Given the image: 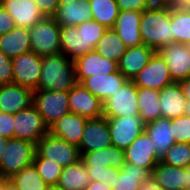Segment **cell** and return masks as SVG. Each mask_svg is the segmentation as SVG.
Segmentation results:
<instances>
[{
  "label": "cell",
  "instance_id": "obj_19",
  "mask_svg": "<svg viewBox=\"0 0 190 190\" xmlns=\"http://www.w3.org/2000/svg\"><path fill=\"white\" fill-rule=\"evenodd\" d=\"M155 52L154 49L145 45L127 48L118 62L120 73L127 80H133L148 64Z\"/></svg>",
  "mask_w": 190,
  "mask_h": 190
},
{
  "label": "cell",
  "instance_id": "obj_54",
  "mask_svg": "<svg viewBox=\"0 0 190 190\" xmlns=\"http://www.w3.org/2000/svg\"><path fill=\"white\" fill-rule=\"evenodd\" d=\"M186 179H187V183H185L186 190H190V165L186 167Z\"/></svg>",
  "mask_w": 190,
  "mask_h": 190
},
{
  "label": "cell",
  "instance_id": "obj_33",
  "mask_svg": "<svg viewBox=\"0 0 190 190\" xmlns=\"http://www.w3.org/2000/svg\"><path fill=\"white\" fill-rule=\"evenodd\" d=\"M127 47L114 29H107L97 43L95 51L102 57L119 62Z\"/></svg>",
  "mask_w": 190,
  "mask_h": 190
},
{
  "label": "cell",
  "instance_id": "obj_43",
  "mask_svg": "<svg viewBox=\"0 0 190 190\" xmlns=\"http://www.w3.org/2000/svg\"><path fill=\"white\" fill-rule=\"evenodd\" d=\"M119 11H138L143 12L152 5L148 0H116Z\"/></svg>",
  "mask_w": 190,
  "mask_h": 190
},
{
  "label": "cell",
  "instance_id": "obj_51",
  "mask_svg": "<svg viewBox=\"0 0 190 190\" xmlns=\"http://www.w3.org/2000/svg\"><path fill=\"white\" fill-rule=\"evenodd\" d=\"M7 140V138L0 135V164L2 161V155L4 154L6 148Z\"/></svg>",
  "mask_w": 190,
  "mask_h": 190
},
{
  "label": "cell",
  "instance_id": "obj_53",
  "mask_svg": "<svg viewBox=\"0 0 190 190\" xmlns=\"http://www.w3.org/2000/svg\"><path fill=\"white\" fill-rule=\"evenodd\" d=\"M151 5H172V0H148Z\"/></svg>",
  "mask_w": 190,
  "mask_h": 190
},
{
  "label": "cell",
  "instance_id": "obj_28",
  "mask_svg": "<svg viewBox=\"0 0 190 190\" xmlns=\"http://www.w3.org/2000/svg\"><path fill=\"white\" fill-rule=\"evenodd\" d=\"M81 159L86 167L110 166L122 169L126 164L124 150L112 145L100 150L86 152Z\"/></svg>",
  "mask_w": 190,
  "mask_h": 190
},
{
  "label": "cell",
  "instance_id": "obj_39",
  "mask_svg": "<svg viewBox=\"0 0 190 190\" xmlns=\"http://www.w3.org/2000/svg\"><path fill=\"white\" fill-rule=\"evenodd\" d=\"M79 31H82L85 38V48L91 52L95 49L97 43L103 37L104 32L107 30L102 24L94 21L93 19L84 21L77 26Z\"/></svg>",
  "mask_w": 190,
  "mask_h": 190
},
{
  "label": "cell",
  "instance_id": "obj_59",
  "mask_svg": "<svg viewBox=\"0 0 190 190\" xmlns=\"http://www.w3.org/2000/svg\"><path fill=\"white\" fill-rule=\"evenodd\" d=\"M10 0H0V5L2 6L5 2H8Z\"/></svg>",
  "mask_w": 190,
  "mask_h": 190
},
{
  "label": "cell",
  "instance_id": "obj_36",
  "mask_svg": "<svg viewBox=\"0 0 190 190\" xmlns=\"http://www.w3.org/2000/svg\"><path fill=\"white\" fill-rule=\"evenodd\" d=\"M20 190H46L48 184L42 179L32 164L9 178Z\"/></svg>",
  "mask_w": 190,
  "mask_h": 190
},
{
  "label": "cell",
  "instance_id": "obj_24",
  "mask_svg": "<svg viewBox=\"0 0 190 190\" xmlns=\"http://www.w3.org/2000/svg\"><path fill=\"white\" fill-rule=\"evenodd\" d=\"M161 117L174 119L185 115L186 97L179 83H173L159 91Z\"/></svg>",
  "mask_w": 190,
  "mask_h": 190
},
{
  "label": "cell",
  "instance_id": "obj_15",
  "mask_svg": "<svg viewBox=\"0 0 190 190\" xmlns=\"http://www.w3.org/2000/svg\"><path fill=\"white\" fill-rule=\"evenodd\" d=\"M125 159L127 163L140 166L150 173L161 160L155 148L153 141L149 138L146 131H143L125 150Z\"/></svg>",
  "mask_w": 190,
  "mask_h": 190
},
{
  "label": "cell",
  "instance_id": "obj_14",
  "mask_svg": "<svg viewBox=\"0 0 190 190\" xmlns=\"http://www.w3.org/2000/svg\"><path fill=\"white\" fill-rule=\"evenodd\" d=\"M68 103L71 113L87 119H97L103 116V102L80 83L68 92Z\"/></svg>",
  "mask_w": 190,
  "mask_h": 190
},
{
  "label": "cell",
  "instance_id": "obj_26",
  "mask_svg": "<svg viewBox=\"0 0 190 190\" xmlns=\"http://www.w3.org/2000/svg\"><path fill=\"white\" fill-rule=\"evenodd\" d=\"M145 131L153 141V146L160 159H162L166 151L176 143L173 136V127H171V119L161 117L155 121L148 122Z\"/></svg>",
  "mask_w": 190,
  "mask_h": 190
},
{
  "label": "cell",
  "instance_id": "obj_6",
  "mask_svg": "<svg viewBox=\"0 0 190 190\" xmlns=\"http://www.w3.org/2000/svg\"><path fill=\"white\" fill-rule=\"evenodd\" d=\"M33 105L48 127L70 113L68 92L64 91L35 90Z\"/></svg>",
  "mask_w": 190,
  "mask_h": 190
},
{
  "label": "cell",
  "instance_id": "obj_35",
  "mask_svg": "<svg viewBox=\"0 0 190 190\" xmlns=\"http://www.w3.org/2000/svg\"><path fill=\"white\" fill-rule=\"evenodd\" d=\"M171 24L174 42L188 45L190 43V9L171 5Z\"/></svg>",
  "mask_w": 190,
  "mask_h": 190
},
{
  "label": "cell",
  "instance_id": "obj_38",
  "mask_svg": "<svg viewBox=\"0 0 190 190\" xmlns=\"http://www.w3.org/2000/svg\"><path fill=\"white\" fill-rule=\"evenodd\" d=\"M33 165L48 185L58 184L63 170L62 165L50 159L39 157L37 154L34 156Z\"/></svg>",
  "mask_w": 190,
  "mask_h": 190
},
{
  "label": "cell",
  "instance_id": "obj_16",
  "mask_svg": "<svg viewBox=\"0 0 190 190\" xmlns=\"http://www.w3.org/2000/svg\"><path fill=\"white\" fill-rule=\"evenodd\" d=\"M73 62L78 83L94 75H105L119 70L117 62L102 57L95 50L76 58Z\"/></svg>",
  "mask_w": 190,
  "mask_h": 190
},
{
  "label": "cell",
  "instance_id": "obj_21",
  "mask_svg": "<svg viewBox=\"0 0 190 190\" xmlns=\"http://www.w3.org/2000/svg\"><path fill=\"white\" fill-rule=\"evenodd\" d=\"M87 118L75 113H68L49 127V132L69 143L79 145Z\"/></svg>",
  "mask_w": 190,
  "mask_h": 190
},
{
  "label": "cell",
  "instance_id": "obj_1",
  "mask_svg": "<svg viewBox=\"0 0 190 190\" xmlns=\"http://www.w3.org/2000/svg\"><path fill=\"white\" fill-rule=\"evenodd\" d=\"M143 45L158 52L163 46L174 43L170 5H152L144 10L139 25Z\"/></svg>",
  "mask_w": 190,
  "mask_h": 190
},
{
  "label": "cell",
  "instance_id": "obj_25",
  "mask_svg": "<svg viewBox=\"0 0 190 190\" xmlns=\"http://www.w3.org/2000/svg\"><path fill=\"white\" fill-rule=\"evenodd\" d=\"M151 180L164 190H186V168L159 161L151 173Z\"/></svg>",
  "mask_w": 190,
  "mask_h": 190
},
{
  "label": "cell",
  "instance_id": "obj_41",
  "mask_svg": "<svg viewBox=\"0 0 190 190\" xmlns=\"http://www.w3.org/2000/svg\"><path fill=\"white\" fill-rule=\"evenodd\" d=\"M171 127H173V136L176 143H190V117L182 115L171 119Z\"/></svg>",
  "mask_w": 190,
  "mask_h": 190
},
{
  "label": "cell",
  "instance_id": "obj_4",
  "mask_svg": "<svg viewBox=\"0 0 190 190\" xmlns=\"http://www.w3.org/2000/svg\"><path fill=\"white\" fill-rule=\"evenodd\" d=\"M36 154V144L22 139L7 140L0 170L7 179L18 174L23 168L33 164Z\"/></svg>",
  "mask_w": 190,
  "mask_h": 190
},
{
  "label": "cell",
  "instance_id": "obj_18",
  "mask_svg": "<svg viewBox=\"0 0 190 190\" xmlns=\"http://www.w3.org/2000/svg\"><path fill=\"white\" fill-rule=\"evenodd\" d=\"M127 79L117 72L110 74H99L83 79L80 84L83 85L91 94L100 101H106L110 96L115 94L125 83Z\"/></svg>",
  "mask_w": 190,
  "mask_h": 190
},
{
  "label": "cell",
  "instance_id": "obj_5",
  "mask_svg": "<svg viewBox=\"0 0 190 190\" xmlns=\"http://www.w3.org/2000/svg\"><path fill=\"white\" fill-rule=\"evenodd\" d=\"M36 154L50 159L63 167L78 162L81 159L79 147L48 132L36 144Z\"/></svg>",
  "mask_w": 190,
  "mask_h": 190
},
{
  "label": "cell",
  "instance_id": "obj_7",
  "mask_svg": "<svg viewBox=\"0 0 190 190\" xmlns=\"http://www.w3.org/2000/svg\"><path fill=\"white\" fill-rule=\"evenodd\" d=\"M138 88L132 80L127 82L103 102L104 117H125L139 115L137 104Z\"/></svg>",
  "mask_w": 190,
  "mask_h": 190
},
{
  "label": "cell",
  "instance_id": "obj_57",
  "mask_svg": "<svg viewBox=\"0 0 190 190\" xmlns=\"http://www.w3.org/2000/svg\"><path fill=\"white\" fill-rule=\"evenodd\" d=\"M185 115L190 117V101L186 103Z\"/></svg>",
  "mask_w": 190,
  "mask_h": 190
},
{
  "label": "cell",
  "instance_id": "obj_31",
  "mask_svg": "<svg viewBox=\"0 0 190 190\" xmlns=\"http://www.w3.org/2000/svg\"><path fill=\"white\" fill-rule=\"evenodd\" d=\"M90 183L87 167L82 159L63 167L58 185L64 190H85Z\"/></svg>",
  "mask_w": 190,
  "mask_h": 190
},
{
  "label": "cell",
  "instance_id": "obj_40",
  "mask_svg": "<svg viewBox=\"0 0 190 190\" xmlns=\"http://www.w3.org/2000/svg\"><path fill=\"white\" fill-rule=\"evenodd\" d=\"M119 170L110 166L87 167L90 181H102L105 185H109L111 189L115 187Z\"/></svg>",
  "mask_w": 190,
  "mask_h": 190
},
{
  "label": "cell",
  "instance_id": "obj_55",
  "mask_svg": "<svg viewBox=\"0 0 190 190\" xmlns=\"http://www.w3.org/2000/svg\"><path fill=\"white\" fill-rule=\"evenodd\" d=\"M46 190H64V189L58 184H56V185H48Z\"/></svg>",
  "mask_w": 190,
  "mask_h": 190
},
{
  "label": "cell",
  "instance_id": "obj_23",
  "mask_svg": "<svg viewBox=\"0 0 190 190\" xmlns=\"http://www.w3.org/2000/svg\"><path fill=\"white\" fill-rule=\"evenodd\" d=\"M2 6L13 17L15 25L23 28L29 29L45 17L34 0H10Z\"/></svg>",
  "mask_w": 190,
  "mask_h": 190
},
{
  "label": "cell",
  "instance_id": "obj_46",
  "mask_svg": "<svg viewBox=\"0 0 190 190\" xmlns=\"http://www.w3.org/2000/svg\"><path fill=\"white\" fill-rule=\"evenodd\" d=\"M45 17H52L59 7L58 0H34Z\"/></svg>",
  "mask_w": 190,
  "mask_h": 190
},
{
  "label": "cell",
  "instance_id": "obj_22",
  "mask_svg": "<svg viewBox=\"0 0 190 190\" xmlns=\"http://www.w3.org/2000/svg\"><path fill=\"white\" fill-rule=\"evenodd\" d=\"M52 17L60 27L78 26L84 21L92 19L91 6L88 0L59 4Z\"/></svg>",
  "mask_w": 190,
  "mask_h": 190
},
{
  "label": "cell",
  "instance_id": "obj_29",
  "mask_svg": "<svg viewBox=\"0 0 190 190\" xmlns=\"http://www.w3.org/2000/svg\"><path fill=\"white\" fill-rule=\"evenodd\" d=\"M60 52L71 60L89 53L85 48V38L77 26L60 27Z\"/></svg>",
  "mask_w": 190,
  "mask_h": 190
},
{
  "label": "cell",
  "instance_id": "obj_20",
  "mask_svg": "<svg viewBox=\"0 0 190 190\" xmlns=\"http://www.w3.org/2000/svg\"><path fill=\"white\" fill-rule=\"evenodd\" d=\"M142 12L120 11L113 29L122 39L125 46L136 47L143 45L139 29Z\"/></svg>",
  "mask_w": 190,
  "mask_h": 190
},
{
  "label": "cell",
  "instance_id": "obj_32",
  "mask_svg": "<svg viewBox=\"0 0 190 190\" xmlns=\"http://www.w3.org/2000/svg\"><path fill=\"white\" fill-rule=\"evenodd\" d=\"M137 95L139 116L146 124L161 118L159 91L148 88H138Z\"/></svg>",
  "mask_w": 190,
  "mask_h": 190
},
{
  "label": "cell",
  "instance_id": "obj_2",
  "mask_svg": "<svg viewBox=\"0 0 190 190\" xmlns=\"http://www.w3.org/2000/svg\"><path fill=\"white\" fill-rule=\"evenodd\" d=\"M41 65L37 90L69 92L78 83L73 60L61 52L42 57Z\"/></svg>",
  "mask_w": 190,
  "mask_h": 190
},
{
  "label": "cell",
  "instance_id": "obj_37",
  "mask_svg": "<svg viewBox=\"0 0 190 190\" xmlns=\"http://www.w3.org/2000/svg\"><path fill=\"white\" fill-rule=\"evenodd\" d=\"M160 161L170 166L188 167L190 165V143H174Z\"/></svg>",
  "mask_w": 190,
  "mask_h": 190
},
{
  "label": "cell",
  "instance_id": "obj_44",
  "mask_svg": "<svg viewBox=\"0 0 190 190\" xmlns=\"http://www.w3.org/2000/svg\"><path fill=\"white\" fill-rule=\"evenodd\" d=\"M14 122V114H8L0 110V135L7 139L14 138Z\"/></svg>",
  "mask_w": 190,
  "mask_h": 190
},
{
  "label": "cell",
  "instance_id": "obj_58",
  "mask_svg": "<svg viewBox=\"0 0 190 190\" xmlns=\"http://www.w3.org/2000/svg\"><path fill=\"white\" fill-rule=\"evenodd\" d=\"M59 4H65V3H72L75 2L76 0H58Z\"/></svg>",
  "mask_w": 190,
  "mask_h": 190
},
{
  "label": "cell",
  "instance_id": "obj_3",
  "mask_svg": "<svg viewBox=\"0 0 190 190\" xmlns=\"http://www.w3.org/2000/svg\"><path fill=\"white\" fill-rule=\"evenodd\" d=\"M31 51L40 57L60 53V26L53 17H44L29 28Z\"/></svg>",
  "mask_w": 190,
  "mask_h": 190
},
{
  "label": "cell",
  "instance_id": "obj_52",
  "mask_svg": "<svg viewBox=\"0 0 190 190\" xmlns=\"http://www.w3.org/2000/svg\"><path fill=\"white\" fill-rule=\"evenodd\" d=\"M172 5H178L190 9V0H172Z\"/></svg>",
  "mask_w": 190,
  "mask_h": 190
},
{
  "label": "cell",
  "instance_id": "obj_34",
  "mask_svg": "<svg viewBox=\"0 0 190 190\" xmlns=\"http://www.w3.org/2000/svg\"><path fill=\"white\" fill-rule=\"evenodd\" d=\"M91 6V17L107 29H113L119 15L116 0H88Z\"/></svg>",
  "mask_w": 190,
  "mask_h": 190
},
{
  "label": "cell",
  "instance_id": "obj_48",
  "mask_svg": "<svg viewBox=\"0 0 190 190\" xmlns=\"http://www.w3.org/2000/svg\"><path fill=\"white\" fill-rule=\"evenodd\" d=\"M187 101H190V77L178 82Z\"/></svg>",
  "mask_w": 190,
  "mask_h": 190
},
{
  "label": "cell",
  "instance_id": "obj_11",
  "mask_svg": "<svg viewBox=\"0 0 190 190\" xmlns=\"http://www.w3.org/2000/svg\"><path fill=\"white\" fill-rule=\"evenodd\" d=\"M41 61L42 57L32 51L13 58V84L37 90L42 72Z\"/></svg>",
  "mask_w": 190,
  "mask_h": 190
},
{
  "label": "cell",
  "instance_id": "obj_10",
  "mask_svg": "<svg viewBox=\"0 0 190 190\" xmlns=\"http://www.w3.org/2000/svg\"><path fill=\"white\" fill-rule=\"evenodd\" d=\"M137 88L160 91L173 84L165 59L155 52L148 64L132 80Z\"/></svg>",
  "mask_w": 190,
  "mask_h": 190
},
{
  "label": "cell",
  "instance_id": "obj_56",
  "mask_svg": "<svg viewBox=\"0 0 190 190\" xmlns=\"http://www.w3.org/2000/svg\"><path fill=\"white\" fill-rule=\"evenodd\" d=\"M6 180H7V178L5 177V175L0 170V188H2V186Z\"/></svg>",
  "mask_w": 190,
  "mask_h": 190
},
{
  "label": "cell",
  "instance_id": "obj_12",
  "mask_svg": "<svg viewBox=\"0 0 190 190\" xmlns=\"http://www.w3.org/2000/svg\"><path fill=\"white\" fill-rule=\"evenodd\" d=\"M158 53L165 59L173 82L190 77V50L186 44L174 42L163 46Z\"/></svg>",
  "mask_w": 190,
  "mask_h": 190
},
{
  "label": "cell",
  "instance_id": "obj_8",
  "mask_svg": "<svg viewBox=\"0 0 190 190\" xmlns=\"http://www.w3.org/2000/svg\"><path fill=\"white\" fill-rule=\"evenodd\" d=\"M14 120V138L37 144L49 132V127L34 105L15 113Z\"/></svg>",
  "mask_w": 190,
  "mask_h": 190
},
{
  "label": "cell",
  "instance_id": "obj_49",
  "mask_svg": "<svg viewBox=\"0 0 190 190\" xmlns=\"http://www.w3.org/2000/svg\"><path fill=\"white\" fill-rule=\"evenodd\" d=\"M140 190H164L162 187L156 185L152 180L141 186Z\"/></svg>",
  "mask_w": 190,
  "mask_h": 190
},
{
  "label": "cell",
  "instance_id": "obj_30",
  "mask_svg": "<svg viewBox=\"0 0 190 190\" xmlns=\"http://www.w3.org/2000/svg\"><path fill=\"white\" fill-rule=\"evenodd\" d=\"M151 180V173L132 163H127L119 170L117 182L112 190H140Z\"/></svg>",
  "mask_w": 190,
  "mask_h": 190
},
{
  "label": "cell",
  "instance_id": "obj_47",
  "mask_svg": "<svg viewBox=\"0 0 190 190\" xmlns=\"http://www.w3.org/2000/svg\"><path fill=\"white\" fill-rule=\"evenodd\" d=\"M85 190H112L109 185H105L102 181H90Z\"/></svg>",
  "mask_w": 190,
  "mask_h": 190
},
{
  "label": "cell",
  "instance_id": "obj_42",
  "mask_svg": "<svg viewBox=\"0 0 190 190\" xmlns=\"http://www.w3.org/2000/svg\"><path fill=\"white\" fill-rule=\"evenodd\" d=\"M13 84L12 59L0 51V86Z\"/></svg>",
  "mask_w": 190,
  "mask_h": 190
},
{
  "label": "cell",
  "instance_id": "obj_27",
  "mask_svg": "<svg viewBox=\"0 0 190 190\" xmlns=\"http://www.w3.org/2000/svg\"><path fill=\"white\" fill-rule=\"evenodd\" d=\"M0 51L11 59L30 52L29 29L15 26L10 32L0 35Z\"/></svg>",
  "mask_w": 190,
  "mask_h": 190
},
{
  "label": "cell",
  "instance_id": "obj_17",
  "mask_svg": "<svg viewBox=\"0 0 190 190\" xmlns=\"http://www.w3.org/2000/svg\"><path fill=\"white\" fill-rule=\"evenodd\" d=\"M34 91L17 85L6 84L0 86V110L8 114H15L33 105Z\"/></svg>",
  "mask_w": 190,
  "mask_h": 190
},
{
  "label": "cell",
  "instance_id": "obj_9",
  "mask_svg": "<svg viewBox=\"0 0 190 190\" xmlns=\"http://www.w3.org/2000/svg\"><path fill=\"white\" fill-rule=\"evenodd\" d=\"M112 146L125 150L143 131L146 123L139 115L107 117Z\"/></svg>",
  "mask_w": 190,
  "mask_h": 190
},
{
  "label": "cell",
  "instance_id": "obj_45",
  "mask_svg": "<svg viewBox=\"0 0 190 190\" xmlns=\"http://www.w3.org/2000/svg\"><path fill=\"white\" fill-rule=\"evenodd\" d=\"M15 26L13 17L0 5V35L10 32Z\"/></svg>",
  "mask_w": 190,
  "mask_h": 190
},
{
  "label": "cell",
  "instance_id": "obj_13",
  "mask_svg": "<svg viewBox=\"0 0 190 190\" xmlns=\"http://www.w3.org/2000/svg\"><path fill=\"white\" fill-rule=\"evenodd\" d=\"M111 145L107 117L87 119L80 144L78 145L81 156L86 152L100 150Z\"/></svg>",
  "mask_w": 190,
  "mask_h": 190
},
{
  "label": "cell",
  "instance_id": "obj_50",
  "mask_svg": "<svg viewBox=\"0 0 190 190\" xmlns=\"http://www.w3.org/2000/svg\"><path fill=\"white\" fill-rule=\"evenodd\" d=\"M2 189L3 190H20L17 188V186L10 179H7L4 182Z\"/></svg>",
  "mask_w": 190,
  "mask_h": 190
}]
</instances>
